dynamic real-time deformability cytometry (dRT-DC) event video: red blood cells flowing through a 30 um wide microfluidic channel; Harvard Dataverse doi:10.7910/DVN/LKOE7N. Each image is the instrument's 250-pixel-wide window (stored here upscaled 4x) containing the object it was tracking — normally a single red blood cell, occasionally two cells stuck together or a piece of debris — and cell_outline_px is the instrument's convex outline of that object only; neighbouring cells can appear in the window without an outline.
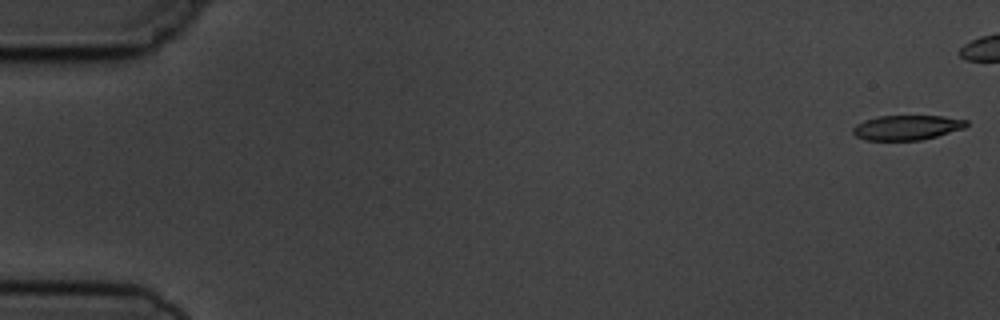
{"species": "common noctule bat (a hibernating species)", "species_latin": "Nyctalus noctula", "temperature_condition": "cold", "stored_images_in_passage": 7, "camera_frame_rate_fps": 3000, "um_per_image_px": 0.085, "animal": {"sex": "male", "body_mass_g": 19.5, "forearm_length_mm": 54.6}, "frame": {"image": 1, "passage_image": 1, "time_ms": 0.0, "image_size_px": [1000, 320], "cell_outline_px": [[968, 124], [964, 128], [936, 136], [920, 140], [864, 140], [856, 136], [852, 132], [852, 128], [856, 124], [864, 120], [880, 116], [944, 116], [968, 120]], "centroid_in_image_um": [77.07, 10.84], "position_along_channel_um": 7.9, "area_um2": 16.36}}
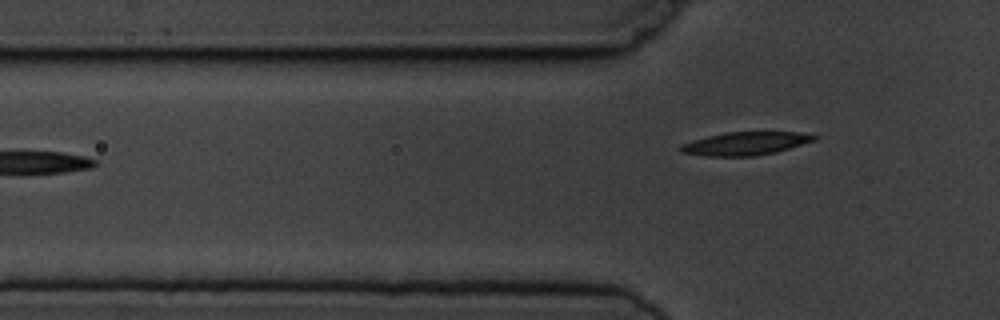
{"frame": {"image": 2, "passage_image": 7, "time_ms": 7.0, "image_size_px": [1000, 320], "cell_outline_px": [[820, 136], [816, 140], [776, 152], [756, 156], [708, 156], [680, 152], [680, 144], [692, 140], [724, 132], [800, 132]], "centroid_in_image_um": [63.38, 12.19], "position_along_channel_um": 62.4, "area_um2": 18.09}}